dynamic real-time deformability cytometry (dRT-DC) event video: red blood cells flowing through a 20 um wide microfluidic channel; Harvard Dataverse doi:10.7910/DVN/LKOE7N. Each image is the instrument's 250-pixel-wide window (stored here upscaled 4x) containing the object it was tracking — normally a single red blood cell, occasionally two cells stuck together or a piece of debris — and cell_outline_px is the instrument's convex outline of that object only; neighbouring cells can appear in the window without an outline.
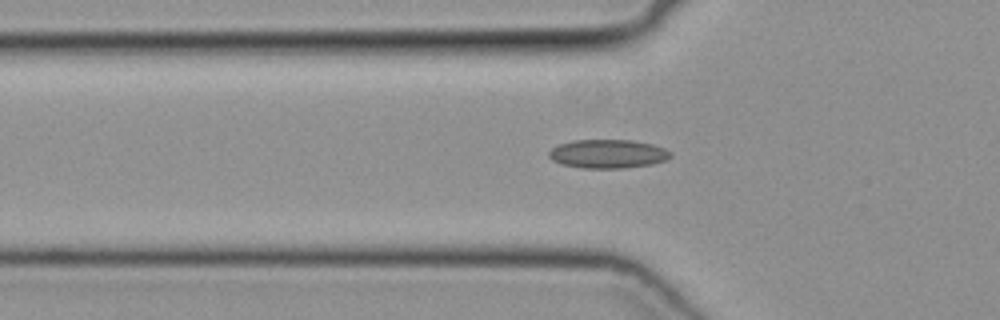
{"species": "common noctule bat (a hibernating species)", "species_latin": "Nyctalus noctula", "temperature_condition": "cold", "stored_images_in_passage": 34, "camera_frame_rate_fps": 3000, "um_per_image_px": 0.085, "animal": {"sex": "female", "body_mass_g": 19.3, "forearm_length_mm": 54.1}, "frame": {"image": 1, "passage_image": 4, "time_ms": 1.0, "image_size_px": [1000, 320], "cell_outline_px": [[672, 156], [664, 160], [652, 164], [624, 168], [580, 168], [560, 164], [552, 160], [548, 156], [548, 152], [556, 144], [572, 140], [632, 140], [652, 144], [664, 148], [672, 152]], "centroid_in_image_um": [51.63, 13.07], "position_along_channel_um": 74.2, "area_um2": 20.58}}
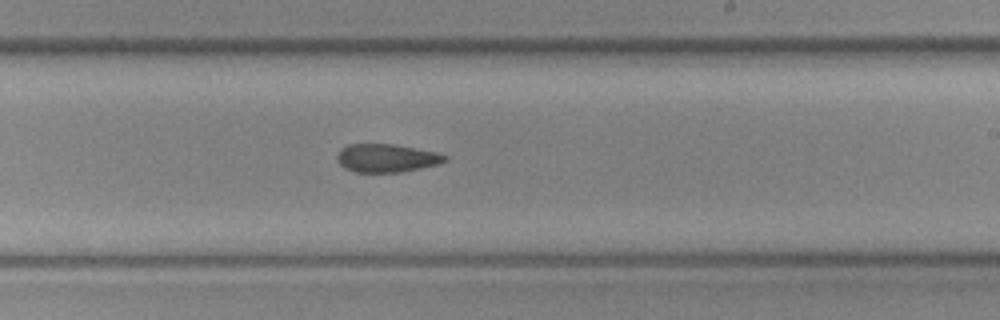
{"frame": {"image": 2, "passage_image": 17, "time_ms": 5.333, "image_size_px": [1000, 320], "cell_outline_px": [[448, 160], [436, 164], [404, 172], [356, 172], [344, 168], [336, 160], [336, 156], [340, 148], [348, 144], [392, 144], [436, 152], [448, 156]], "centroid_in_image_um": [32.82, 13.43], "position_along_channel_um": 256.2, "area_um2": 17.74}}
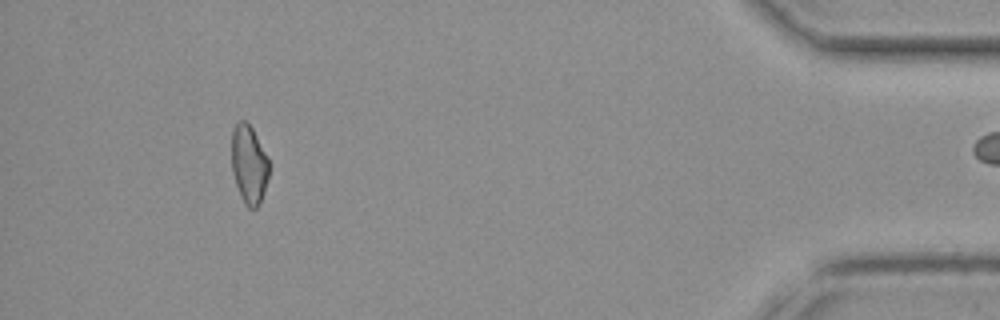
{"frame": {"image": 3, "passage_image": 33, "time_ms": 10.667, "image_size_px": [1000, 320], "cell_outline_px": [[268, 176], [264, 192], [256, 208], [248, 208], [244, 204], [240, 196], [232, 172], [232, 128], [240, 120], [244, 120], [252, 128], [268, 160]], "centroid_in_image_um": [21.13, 13.98], "position_along_channel_um": 414.1, "area_um2": 16.82}}